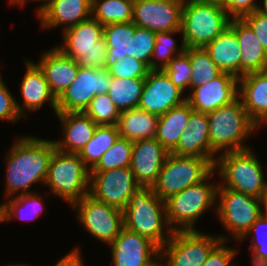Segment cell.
Listing matches in <instances>:
<instances>
[{"mask_svg":"<svg viewBox=\"0 0 267 266\" xmlns=\"http://www.w3.org/2000/svg\"><path fill=\"white\" fill-rule=\"evenodd\" d=\"M6 153L5 196L14 197L30 191L34 183L45 184L49 163L56 149L52 139L21 136Z\"/></svg>","mask_w":267,"mask_h":266,"instance_id":"cell-1","label":"cell"},{"mask_svg":"<svg viewBox=\"0 0 267 266\" xmlns=\"http://www.w3.org/2000/svg\"><path fill=\"white\" fill-rule=\"evenodd\" d=\"M210 140V161L214 164L219 153L240 151L250 148L245 144L259 128L248 116L242 100L207 113Z\"/></svg>","mask_w":267,"mask_h":266,"instance_id":"cell-2","label":"cell"},{"mask_svg":"<svg viewBox=\"0 0 267 266\" xmlns=\"http://www.w3.org/2000/svg\"><path fill=\"white\" fill-rule=\"evenodd\" d=\"M124 227L152 241L161 249L172 237L165 201L152 187H140L130 197L123 210Z\"/></svg>","mask_w":267,"mask_h":266,"instance_id":"cell-3","label":"cell"},{"mask_svg":"<svg viewBox=\"0 0 267 266\" xmlns=\"http://www.w3.org/2000/svg\"><path fill=\"white\" fill-rule=\"evenodd\" d=\"M214 170L220 177L218 187L238 191L258 199L267 193L264 171L253 149L226 152L216 156Z\"/></svg>","mask_w":267,"mask_h":266,"instance_id":"cell-4","label":"cell"},{"mask_svg":"<svg viewBox=\"0 0 267 266\" xmlns=\"http://www.w3.org/2000/svg\"><path fill=\"white\" fill-rule=\"evenodd\" d=\"M214 175L215 171L202 182L165 200L167 221L173 231L197 230L195 222L202 218L207 210L216 207L219 183L208 180Z\"/></svg>","mask_w":267,"mask_h":266,"instance_id":"cell-5","label":"cell"},{"mask_svg":"<svg viewBox=\"0 0 267 266\" xmlns=\"http://www.w3.org/2000/svg\"><path fill=\"white\" fill-rule=\"evenodd\" d=\"M90 170L77 153L55 149L45 184L54 194L72 206L89 194Z\"/></svg>","mask_w":267,"mask_h":266,"instance_id":"cell-6","label":"cell"},{"mask_svg":"<svg viewBox=\"0 0 267 266\" xmlns=\"http://www.w3.org/2000/svg\"><path fill=\"white\" fill-rule=\"evenodd\" d=\"M231 18L224 8L197 0H185L181 31L186 47H205L226 28Z\"/></svg>","mask_w":267,"mask_h":266,"instance_id":"cell-7","label":"cell"},{"mask_svg":"<svg viewBox=\"0 0 267 266\" xmlns=\"http://www.w3.org/2000/svg\"><path fill=\"white\" fill-rule=\"evenodd\" d=\"M213 171L214 164L208 158L169 153L152 189L165 201L187 187L202 182Z\"/></svg>","mask_w":267,"mask_h":266,"instance_id":"cell-8","label":"cell"},{"mask_svg":"<svg viewBox=\"0 0 267 266\" xmlns=\"http://www.w3.org/2000/svg\"><path fill=\"white\" fill-rule=\"evenodd\" d=\"M216 205L214 212L226 232L230 233L229 238L223 234L218 236L228 242L231 235L238 242L263 214L262 199L224 187H218Z\"/></svg>","mask_w":267,"mask_h":266,"instance_id":"cell-9","label":"cell"},{"mask_svg":"<svg viewBox=\"0 0 267 266\" xmlns=\"http://www.w3.org/2000/svg\"><path fill=\"white\" fill-rule=\"evenodd\" d=\"M220 241L219 236L200 230L174 231L160 249V257L166 266H202Z\"/></svg>","mask_w":267,"mask_h":266,"instance_id":"cell-10","label":"cell"},{"mask_svg":"<svg viewBox=\"0 0 267 266\" xmlns=\"http://www.w3.org/2000/svg\"><path fill=\"white\" fill-rule=\"evenodd\" d=\"M72 209L81 226L104 244H110L124 227L123 211L100 202L87 194L75 202Z\"/></svg>","mask_w":267,"mask_h":266,"instance_id":"cell-11","label":"cell"},{"mask_svg":"<svg viewBox=\"0 0 267 266\" xmlns=\"http://www.w3.org/2000/svg\"><path fill=\"white\" fill-rule=\"evenodd\" d=\"M111 82L107 69L79 67L75 80L57 98V113L84 112L96 95L108 93Z\"/></svg>","mask_w":267,"mask_h":266,"instance_id":"cell-12","label":"cell"},{"mask_svg":"<svg viewBox=\"0 0 267 266\" xmlns=\"http://www.w3.org/2000/svg\"><path fill=\"white\" fill-rule=\"evenodd\" d=\"M138 188L130 167L90 172L89 195L122 211Z\"/></svg>","mask_w":267,"mask_h":266,"instance_id":"cell-13","label":"cell"},{"mask_svg":"<svg viewBox=\"0 0 267 266\" xmlns=\"http://www.w3.org/2000/svg\"><path fill=\"white\" fill-rule=\"evenodd\" d=\"M185 0H134L132 22L153 32L181 30Z\"/></svg>","mask_w":267,"mask_h":266,"instance_id":"cell-14","label":"cell"},{"mask_svg":"<svg viewBox=\"0 0 267 266\" xmlns=\"http://www.w3.org/2000/svg\"><path fill=\"white\" fill-rule=\"evenodd\" d=\"M182 94L183 91L171 82L163 70H149L138 108L161 116L186 101V96Z\"/></svg>","mask_w":267,"mask_h":266,"instance_id":"cell-15","label":"cell"},{"mask_svg":"<svg viewBox=\"0 0 267 266\" xmlns=\"http://www.w3.org/2000/svg\"><path fill=\"white\" fill-rule=\"evenodd\" d=\"M186 101L196 112L210 113L228 105L239 96V78L223 72L208 84L193 88Z\"/></svg>","mask_w":267,"mask_h":266,"instance_id":"cell-16","label":"cell"},{"mask_svg":"<svg viewBox=\"0 0 267 266\" xmlns=\"http://www.w3.org/2000/svg\"><path fill=\"white\" fill-rule=\"evenodd\" d=\"M108 245L114 266H149L160 256L152 241L125 227Z\"/></svg>","mask_w":267,"mask_h":266,"instance_id":"cell-17","label":"cell"},{"mask_svg":"<svg viewBox=\"0 0 267 266\" xmlns=\"http://www.w3.org/2000/svg\"><path fill=\"white\" fill-rule=\"evenodd\" d=\"M169 152L154 139L133 142L130 169L140 187H152Z\"/></svg>","mask_w":267,"mask_h":266,"instance_id":"cell-18","label":"cell"},{"mask_svg":"<svg viewBox=\"0 0 267 266\" xmlns=\"http://www.w3.org/2000/svg\"><path fill=\"white\" fill-rule=\"evenodd\" d=\"M26 72L20 84V93L22 94V104L16 100V106L24 119L27 117L28 111L36 112L40 110L45 103L50 105L54 113H57V98L52 93L45 76L36 62L24 60Z\"/></svg>","mask_w":267,"mask_h":266,"instance_id":"cell-19","label":"cell"},{"mask_svg":"<svg viewBox=\"0 0 267 266\" xmlns=\"http://www.w3.org/2000/svg\"><path fill=\"white\" fill-rule=\"evenodd\" d=\"M41 29L63 25V31L92 15V0H51L37 14Z\"/></svg>","mask_w":267,"mask_h":266,"instance_id":"cell-20","label":"cell"},{"mask_svg":"<svg viewBox=\"0 0 267 266\" xmlns=\"http://www.w3.org/2000/svg\"><path fill=\"white\" fill-rule=\"evenodd\" d=\"M63 43L56 47L66 56L75 59L90 49H107L103 38V25L92 16L62 31Z\"/></svg>","mask_w":267,"mask_h":266,"instance_id":"cell-21","label":"cell"},{"mask_svg":"<svg viewBox=\"0 0 267 266\" xmlns=\"http://www.w3.org/2000/svg\"><path fill=\"white\" fill-rule=\"evenodd\" d=\"M36 64L42 70L56 98L75 80L80 67L75 59L64 55L56 46L43 52L40 61Z\"/></svg>","mask_w":267,"mask_h":266,"instance_id":"cell-22","label":"cell"},{"mask_svg":"<svg viewBox=\"0 0 267 266\" xmlns=\"http://www.w3.org/2000/svg\"><path fill=\"white\" fill-rule=\"evenodd\" d=\"M56 116L61 122L63 136L53 140L56 149L78 154L92 139L97 124L84 112L56 113Z\"/></svg>","mask_w":267,"mask_h":266,"instance_id":"cell-23","label":"cell"},{"mask_svg":"<svg viewBox=\"0 0 267 266\" xmlns=\"http://www.w3.org/2000/svg\"><path fill=\"white\" fill-rule=\"evenodd\" d=\"M249 118L260 128L267 124V70L239 78V96Z\"/></svg>","mask_w":267,"mask_h":266,"instance_id":"cell-24","label":"cell"},{"mask_svg":"<svg viewBox=\"0 0 267 266\" xmlns=\"http://www.w3.org/2000/svg\"><path fill=\"white\" fill-rule=\"evenodd\" d=\"M229 27L236 33L241 49V77L267 70V52L243 18H233Z\"/></svg>","mask_w":267,"mask_h":266,"instance_id":"cell-25","label":"cell"},{"mask_svg":"<svg viewBox=\"0 0 267 266\" xmlns=\"http://www.w3.org/2000/svg\"><path fill=\"white\" fill-rule=\"evenodd\" d=\"M170 153L210 160L209 124L206 113L192 112L177 146Z\"/></svg>","mask_w":267,"mask_h":266,"instance_id":"cell-26","label":"cell"},{"mask_svg":"<svg viewBox=\"0 0 267 266\" xmlns=\"http://www.w3.org/2000/svg\"><path fill=\"white\" fill-rule=\"evenodd\" d=\"M204 48L222 72L231 73L237 78L241 77V49L236 33L230 27Z\"/></svg>","mask_w":267,"mask_h":266,"instance_id":"cell-27","label":"cell"},{"mask_svg":"<svg viewBox=\"0 0 267 266\" xmlns=\"http://www.w3.org/2000/svg\"><path fill=\"white\" fill-rule=\"evenodd\" d=\"M159 116L140 108L120 112L116 127L121 138L136 142L154 139Z\"/></svg>","mask_w":267,"mask_h":266,"instance_id":"cell-28","label":"cell"},{"mask_svg":"<svg viewBox=\"0 0 267 266\" xmlns=\"http://www.w3.org/2000/svg\"><path fill=\"white\" fill-rule=\"evenodd\" d=\"M193 111L190 104L185 101L159 116L155 138L169 153L177 146Z\"/></svg>","mask_w":267,"mask_h":266,"instance_id":"cell-29","label":"cell"},{"mask_svg":"<svg viewBox=\"0 0 267 266\" xmlns=\"http://www.w3.org/2000/svg\"><path fill=\"white\" fill-rule=\"evenodd\" d=\"M6 200L0 204V223L15 218L35 221L44 211L43 197L39 191L16 195Z\"/></svg>","mask_w":267,"mask_h":266,"instance_id":"cell-30","label":"cell"},{"mask_svg":"<svg viewBox=\"0 0 267 266\" xmlns=\"http://www.w3.org/2000/svg\"><path fill=\"white\" fill-rule=\"evenodd\" d=\"M134 33L135 24L133 22L103 26V38L107 45L105 69L129 56L130 38Z\"/></svg>","mask_w":267,"mask_h":266,"instance_id":"cell-31","label":"cell"},{"mask_svg":"<svg viewBox=\"0 0 267 266\" xmlns=\"http://www.w3.org/2000/svg\"><path fill=\"white\" fill-rule=\"evenodd\" d=\"M119 137L116 125H97L92 139L78 153L84 165L91 170Z\"/></svg>","mask_w":267,"mask_h":266,"instance_id":"cell-32","label":"cell"},{"mask_svg":"<svg viewBox=\"0 0 267 266\" xmlns=\"http://www.w3.org/2000/svg\"><path fill=\"white\" fill-rule=\"evenodd\" d=\"M145 85V78H112L108 95L120 112L137 108Z\"/></svg>","mask_w":267,"mask_h":266,"instance_id":"cell-33","label":"cell"},{"mask_svg":"<svg viewBox=\"0 0 267 266\" xmlns=\"http://www.w3.org/2000/svg\"><path fill=\"white\" fill-rule=\"evenodd\" d=\"M134 0H92V17L103 26L132 22Z\"/></svg>","mask_w":267,"mask_h":266,"instance_id":"cell-34","label":"cell"},{"mask_svg":"<svg viewBox=\"0 0 267 266\" xmlns=\"http://www.w3.org/2000/svg\"><path fill=\"white\" fill-rule=\"evenodd\" d=\"M184 53L189 57L191 63L190 90L208 84L223 73L211 60L204 47H186Z\"/></svg>","mask_w":267,"mask_h":266,"instance_id":"cell-35","label":"cell"},{"mask_svg":"<svg viewBox=\"0 0 267 266\" xmlns=\"http://www.w3.org/2000/svg\"><path fill=\"white\" fill-rule=\"evenodd\" d=\"M177 33L182 34V31L156 32L151 70H163L171 59L185 52L186 46L183 40L178 46L177 41L172 36Z\"/></svg>","mask_w":267,"mask_h":266,"instance_id":"cell-36","label":"cell"},{"mask_svg":"<svg viewBox=\"0 0 267 266\" xmlns=\"http://www.w3.org/2000/svg\"><path fill=\"white\" fill-rule=\"evenodd\" d=\"M132 148L133 142L119 137L115 144L102 155L98 163L90 170V172H101L122 167H130Z\"/></svg>","mask_w":267,"mask_h":266,"instance_id":"cell-37","label":"cell"},{"mask_svg":"<svg viewBox=\"0 0 267 266\" xmlns=\"http://www.w3.org/2000/svg\"><path fill=\"white\" fill-rule=\"evenodd\" d=\"M84 113L97 125H116L120 115V111L108 94L96 95Z\"/></svg>","mask_w":267,"mask_h":266,"instance_id":"cell-38","label":"cell"},{"mask_svg":"<svg viewBox=\"0 0 267 266\" xmlns=\"http://www.w3.org/2000/svg\"><path fill=\"white\" fill-rule=\"evenodd\" d=\"M155 34L156 32L135 25V33L130 38L129 57L141 61L150 70L155 46Z\"/></svg>","mask_w":267,"mask_h":266,"instance_id":"cell-39","label":"cell"},{"mask_svg":"<svg viewBox=\"0 0 267 266\" xmlns=\"http://www.w3.org/2000/svg\"><path fill=\"white\" fill-rule=\"evenodd\" d=\"M171 82L183 92L191 84V63L189 57L183 53L171 59L163 69Z\"/></svg>","mask_w":267,"mask_h":266,"instance_id":"cell-40","label":"cell"},{"mask_svg":"<svg viewBox=\"0 0 267 266\" xmlns=\"http://www.w3.org/2000/svg\"><path fill=\"white\" fill-rule=\"evenodd\" d=\"M247 237L251 239L250 253L253 252L255 255L267 259V217L264 214L255 221L239 241L241 242Z\"/></svg>","mask_w":267,"mask_h":266,"instance_id":"cell-41","label":"cell"},{"mask_svg":"<svg viewBox=\"0 0 267 266\" xmlns=\"http://www.w3.org/2000/svg\"><path fill=\"white\" fill-rule=\"evenodd\" d=\"M108 72L112 78H146L150 70L144 63L136 58L126 56L110 66Z\"/></svg>","mask_w":267,"mask_h":266,"instance_id":"cell-42","label":"cell"},{"mask_svg":"<svg viewBox=\"0 0 267 266\" xmlns=\"http://www.w3.org/2000/svg\"><path fill=\"white\" fill-rule=\"evenodd\" d=\"M21 118L23 117L17 109L16 98L0 75V120L16 123Z\"/></svg>","mask_w":267,"mask_h":266,"instance_id":"cell-43","label":"cell"},{"mask_svg":"<svg viewBox=\"0 0 267 266\" xmlns=\"http://www.w3.org/2000/svg\"><path fill=\"white\" fill-rule=\"evenodd\" d=\"M228 241L221 240L210 252L202 266H237L232 264V260L237 254L238 248H231L225 244Z\"/></svg>","mask_w":267,"mask_h":266,"instance_id":"cell-44","label":"cell"},{"mask_svg":"<svg viewBox=\"0 0 267 266\" xmlns=\"http://www.w3.org/2000/svg\"><path fill=\"white\" fill-rule=\"evenodd\" d=\"M107 49H90L83 55L75 58L76 64L80 67L91 69H105Z\"/></svg>","mask_w":267,"mask_h":266,"instance_id":"cell-45","label":"cell"},{"mask_svg":"<svg viewBox=\"0 0 267 266\" xmlns=\"http://www.w3.org/2000/svg\"><path fill=\"white\" fill-rule=\"evenodd\" d=\"M257 0H226L224 9L231 19L243 18L244 16L257 11Z\"/></svg>","mask_w":267,"mask_h":266,"instance_id":"cell-46","label":"cell"},{"mask_svg":"<svg viewBox=\"0 0 267 266\" xmlns=\"http://www.w3.org/2000/svg\"><path fill=\"white\" fill-rule=\"evenodd\" d=\"M243 19L253 29L262 47L267 52V15L255 11L251 14L244 16Z\"/></svg>","mask_w":267,"mask_h":266,"instance_id":"cell-47","label":"cell"},{"mask_svg":"<svg viewBox=\"0 0 267 266\" xmlns=\"http://www.w3.org/2000/svg\"><path fill=\"white\" fill-rule=\"evenodd\" d=\"M80 248H74L63 256L54 266H84Z\"/></svg>","mask_w":267,"mask_h":266,"instance_id":"cell-48","label":"cell"},{"mask_svg":"<svg viewBox=\"0 0 267 266\" xmlns=\"http://www.w3.org/2000/svg\"><path fill=\"white\" fill-rule=\"evenodd\" d=\"M251 256L252 266H267V259L257 256L253 252L251 253Z\"/></svg>","mask_w":267,"mask_h":266,"instance_id":"cell-49","label":"cell"},{"mask_svg":"<svg viewBox=\"0 0 267 266\" xmlns=\"http://www.w3.org/2000/svg\"><path fill=\"white\" fill-rule=\"evenodd\" d=\"M29 2V1H33V2H35L36 1V3L37 2H42L41 3V5H39V7H37V11H36V13H38L45 5H47L51 0H19L15 5H19V6H22L23 7V5H25V3L26 2Z\"/></svg>","mask_w":267,"mask_h":266,"instance_id":"cell-50","label":"cell"},{"mask_svg":"<svg viewBox=\"0 0 267 266\" xmlns=\"http://www.w3.org/2000/svg\"><path fill=\"white\" fill-rule=\"evenodd\" d=\"M206 4H212L220 7H224L226 0H197Z\"/></svg>","mask_w":267,"mask_h":266,"instance_id":"cell-51","label":"cell"},{"mask_svg":"<svg viewBox=\"0 0 267 266\" xmlns=\"http://www.w3.org/2000/svg\"><path fill=\"white\" fill-rule=\"evenodd\" d=\"M262 3V6L258 5L257 12L267 15V0H263Z\"/></svg>","mask_w":267,"mask_h":266,"instance_id":"cell-52","label":"cell"},{"mask_svg":"<svg viewBox=\"0 0 267 266\" xmlns=\"http://www.w3.org/2000/svg\"><path fill=\"white\" fill-rule=\"evenodd\" d=\"M149 266H166L164 259H162L160 256L153 261Z\"/></svg>","mask_w":267,"mask_h":266,"instance_id":"cell-53","label":"cell"},{"mask_svg":"<svg viewBox=\"0 0 267 266\" xmlns=\"http://www.w3.org/2000/svg\"><path fill=\"white\" fill-rule=\"evenodd\" d=\"M262 211H263V214L267 217V193L262 198Z\"/></svg>","mask_w":267,"mask_h":266,"instance_id":"cell-54","label":"cell"},{"mask_svg":"<svg viewBox=\"0 0 267 266\" xmlns=\"http://www.w3.org/2000/svg\"><path fill=\"white\" fill-rule=\"evenodd\" d=\"M7 266H32V265H28V264H10Z\"/></svg>","mask_w":267,"mask_h":266,"instance_id":"cell-55","label":"cell"},{"mask_svg":"<svg viewBox=\"0 0 267 266\" xmlns=\"http://www.w3.org/2000/svg\"><path fill=\"white\" fill-rule=\"evenodd\" d=\"M8 1H9V0H8ZM18 1H19V0H10V1H9V5H10V4L15 5Z\"/></svg>","mask_w":267,"mask_h":266,"instance_id":"cell-56","label":"cell"}]
</instances>
